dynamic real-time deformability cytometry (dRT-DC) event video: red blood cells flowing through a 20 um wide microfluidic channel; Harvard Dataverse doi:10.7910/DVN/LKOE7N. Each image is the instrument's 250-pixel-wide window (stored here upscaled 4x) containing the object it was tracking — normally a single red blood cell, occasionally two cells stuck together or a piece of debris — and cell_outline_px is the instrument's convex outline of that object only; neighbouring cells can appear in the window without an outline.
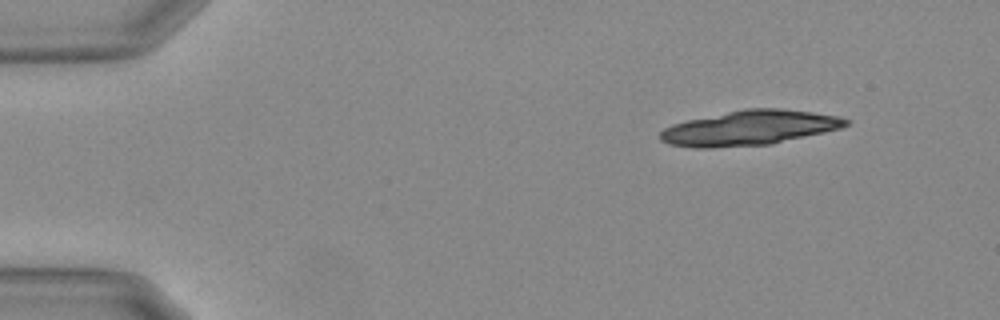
{"species": "Egyptian fruit bat (a non-hibernating species)", "species_latin": "Rousettus aegyptiacus", "temperature_condition": "warm", "stored_images_in_passage": 14, "camera_frame_rate_fps": 3000, "um_per_image_px": 0.085, "animal": {"sex": "female"}, "frame": {"image": 1, "passage_image": 1, "time_ms": 0.0, "image_size_px": [1000, 320], "cell_outline_px": [[852, 120], [848, 124], [840, 128], [824, 132], [772, 144], [712, 148], [692, 148], [668, 144], [660, 140], [660, 132], [664, 128], [672, 124], [688, 120], [744, 108], [780, 108], [812, 112], [836, 116]], "centroid_in_image_um": [63.68, 10.88], "position_along_channel_um": 21.3, "area_um2": 37.69}}